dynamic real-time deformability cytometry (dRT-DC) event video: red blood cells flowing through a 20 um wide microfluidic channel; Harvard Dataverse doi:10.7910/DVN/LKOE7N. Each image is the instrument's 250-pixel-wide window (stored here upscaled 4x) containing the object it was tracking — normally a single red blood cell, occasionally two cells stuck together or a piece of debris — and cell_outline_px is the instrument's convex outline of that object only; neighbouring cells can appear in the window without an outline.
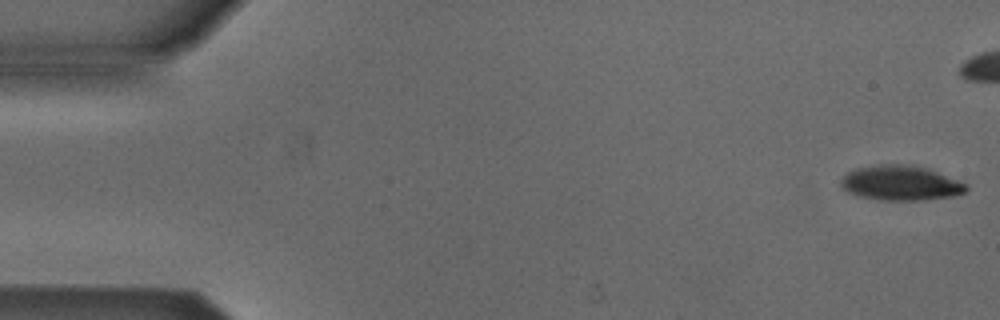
{"species": "Egyptian fruit bat (a non-hibernating species)", "species_latin": "Rousettus aegyptiacus", "temperature_condition": "cold", "stored_images_in_passage": 42, "camera_frame_rate_fps": 3000, "um_per_image_px": 0.085, "animal": {"sex": "male"}, "frame": {"image": 1, "passage_image": 1, "time_ms": 0.0, "image_size_px": [1000, 320], "cell_outline_px": [[968, 188], [964, 192], [952, 196], [920, 200], [880, 200], [860, 196], [848, 192], [840, 184], [840, 180], [848, 172], [856, 168], [884, 164], [912, 164], [936, 172], [968, 184]], "centroid_in_image_um": [76.54, 15.55], "position_along_channel_um": 8.5, "area_um2": 25.14}}
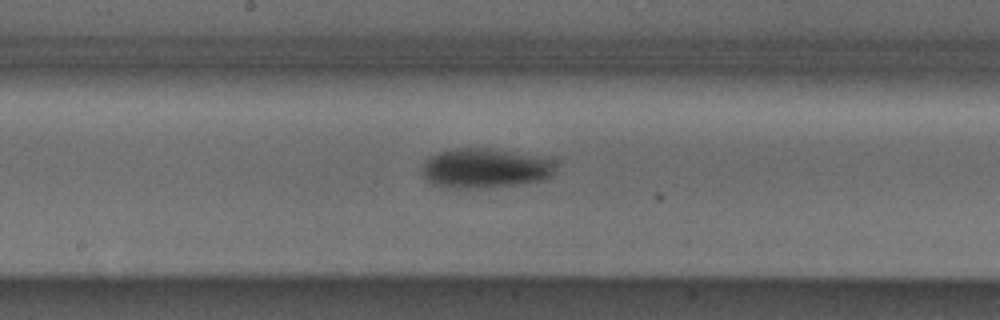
{"frame": {"image": 2, "passage_image": 27, "time_ms": 8.667, "image_size_px": [1000, 320], "cell_outline_px": [[556, 172], [552, 176], [544, 180], [516, 184], [472, 188], [448, 188], [432, 184], [420, 172], [424, 164], [432, 156], [440, 152], [456, 148], [488, 148], [552, 156]], "centroid_in_image_um": [41.32, 14.28], "position_along_channel_um": 206.9, "area_um2": 31.21}}
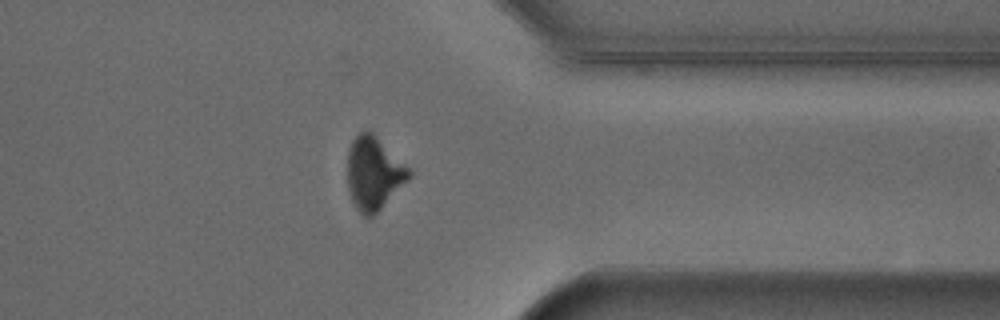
{"frame": {"image": 3, "passage_image": 41, "time_ms": 13.333, "image_size_px": [1000, 320], "cell_outline_px": [[412, 176], [372, 216], [364, 216], [356, 208], [352, 200], [348, 188], [348, 152], [352, 140], [364, 128], [368, 128], [412, 172]], "centroid_in_image_um": [31.74, 14.7], "position_along_channel_um": 379.7, "area_um2": 25.66}}